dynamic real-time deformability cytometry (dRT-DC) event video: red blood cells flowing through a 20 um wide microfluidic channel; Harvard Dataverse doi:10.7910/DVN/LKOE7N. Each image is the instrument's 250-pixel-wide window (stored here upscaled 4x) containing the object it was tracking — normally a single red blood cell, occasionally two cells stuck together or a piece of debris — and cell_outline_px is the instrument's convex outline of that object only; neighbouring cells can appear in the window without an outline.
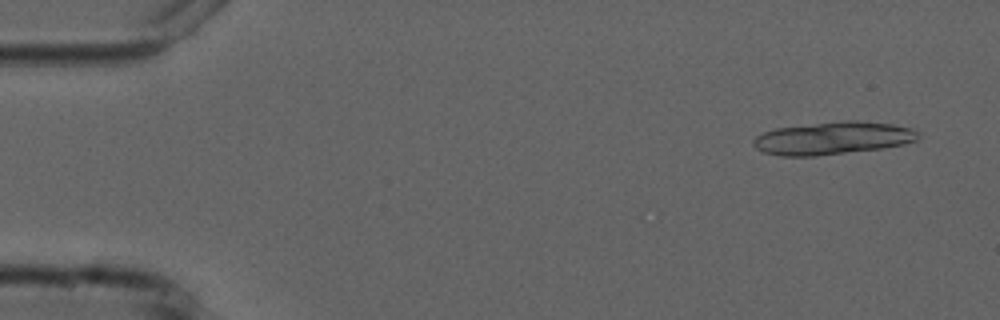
{"species": "common noctule bat (a hibernating species)", "species_latin": "Nyctalus noctula", "temperature_condition": "cold", "stored_images_in_passage": 5, "camera_frame_rate_fps": 3000, "um_per_image_px": 0.085, "animal": {"sex": "male", "forearm_length_mm": 52.5}, "frame": {"image": 1, "passage_image": 1, "time_ms": 0.0, "image_size_px": [1000, 320], "cell_outline_px": [[920, 136], [916, 140], [904, 144], [884, 148], [816, 156], [780, 156], [764, 152], [756, 148], [752, 144], [752, 140], [756, 136], [764, 132], [776, 128], [844, 120], [856, 120], [892, 124], [912, 128]], "centroid_in_image_um": [70.78, 11.74], "position_along_channel_um": 14.2, "area_um2": 31.44}}